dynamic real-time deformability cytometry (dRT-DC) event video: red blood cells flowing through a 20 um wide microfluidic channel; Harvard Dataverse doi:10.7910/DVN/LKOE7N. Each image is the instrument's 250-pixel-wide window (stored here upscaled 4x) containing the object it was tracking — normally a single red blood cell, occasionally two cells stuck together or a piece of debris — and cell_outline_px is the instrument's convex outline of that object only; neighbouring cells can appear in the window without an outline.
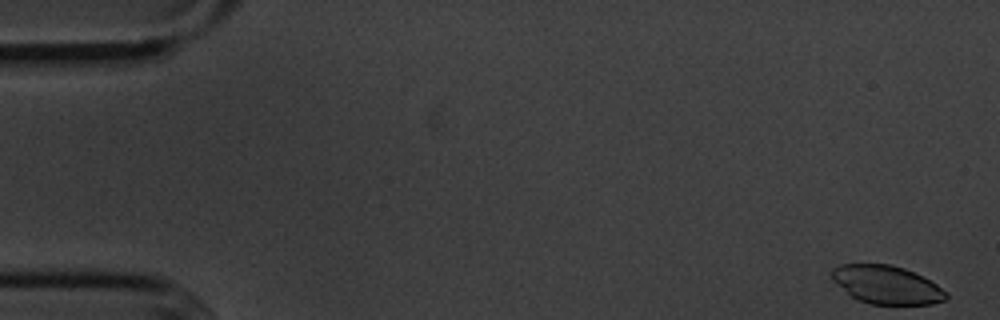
{"species": "common noctule bat (a hibernating species)", "species_latin": "Nyctalus noctula", "temperature_condition": "cold", "stored_images_in_passage": 55, "camera_frame_rate_fps": 3000, "um_per_image_px": 0.085, "animal": {"sex": "male", "body_mass_g": 20.1, "forearm_length_mm": 53.5}, "frame": {"image": 1, "passage_image": 1, "time_ms": 0.0, "image_size_px": [1000, 320], "cell_outline_px": [[948, 296], [944, 300], [932, 304], [872, 304], [860, 300], [852, 296], [832, 280], [832, 268], [840, 264], [888, 264], [904, 268], [936, 284], [948, 292]], "centroid_in_image_um": [75.36, 24.2], "position_along_channel_um": 9.6, "area_um2": 25.14}}
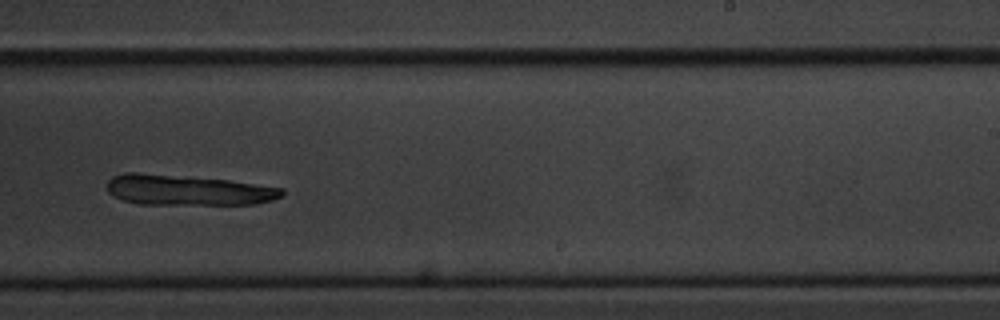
{"frame": {"image": 2, "passage_image": 34, "time_ms": 11.0, "image_size_px": [1000, 320], "cell_outline_px": [[284, 196], [272, 200], [256, 204], [140, 204], [124, 200], [108, 192], [108, 180], [112, 176], [124, 172], [136, 172], [228, 180], [284, 188]], "centroid_in_image_um": [15.97, 16.15], "position_along_channel_um": 273.0, "area_um2": 30.92}}